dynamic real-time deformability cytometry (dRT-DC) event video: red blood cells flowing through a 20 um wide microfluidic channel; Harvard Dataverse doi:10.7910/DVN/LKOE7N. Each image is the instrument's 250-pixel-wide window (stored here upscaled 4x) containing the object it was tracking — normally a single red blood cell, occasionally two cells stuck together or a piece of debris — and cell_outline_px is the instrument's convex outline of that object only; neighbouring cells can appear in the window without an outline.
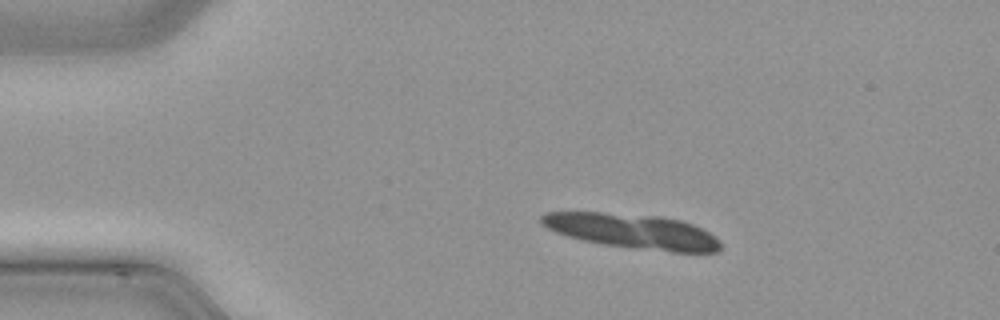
{"species": "common noctule bat (a hibernating species)", "species_latin": "Nyctalus noctula", "temperature_condition": "cold", "stored_images_in_passage": 6, "camera_frame_rate_fps": 3000, "um_per_image_px": 0.085, "animal": {"sex": "male", "body_mass_g": 21.5, "forearm_length_mm": 52.0}, "frame": {"image": 1, "passage_image": 1, "time_ms": 0.0, "image_size_px": [1000, 320], "cell_outline_px": [[720, 248], [716, 252], [672, 252], [636, 248], [604, 244], [580, 240], [556, 232], [540, 224], [540, 216], [548, 212], [600, 212], [660, 216], [680, 220], [692, 224], [716, 236], [720, 240]], "centroid_in_image_um": [53.76, 19.65], "position_along_channel_um": 31.2, "area_um2": 36.18}}